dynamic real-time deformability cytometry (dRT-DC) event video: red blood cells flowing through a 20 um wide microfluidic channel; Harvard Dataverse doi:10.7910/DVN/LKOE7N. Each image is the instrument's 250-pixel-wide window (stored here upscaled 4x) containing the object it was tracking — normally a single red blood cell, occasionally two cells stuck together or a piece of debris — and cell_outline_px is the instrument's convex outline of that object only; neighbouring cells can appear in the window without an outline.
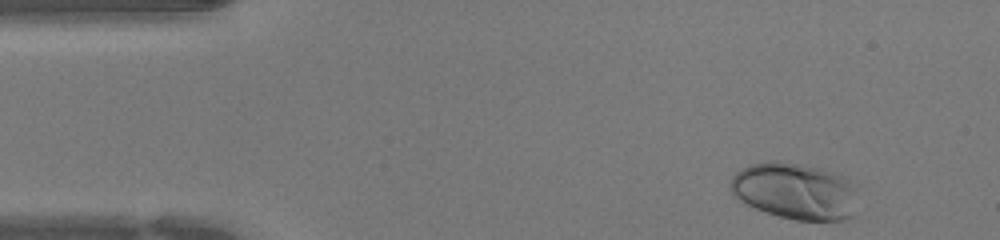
{"species": "human", "species_latin": "Homo sapiens", "temperature_condition": "warm", "stored_images_in_passage": 34, "camera_frame_rate_fps": 3000, "um_per_image_px": 0.085, "donor": {"sex": "female"}, "frame": {"image": 1, "passage_image": 1, "time_ms": 0.0, "image_size_px": [1000, 240], "cell_outline_px": [[856, 188], [852, 216], [844, 220], [796, 220], [780, 216], [756, 208], [740, 200], [732, 192], [732, 176], [736, 172], [748, 164], [772, 160], [784, 160], [820, 168], [844, 176]], "centroid_in_image_um": [67.57, 16.21], "position_along_channel_um": 17.4, "area_um2": 41.79}}
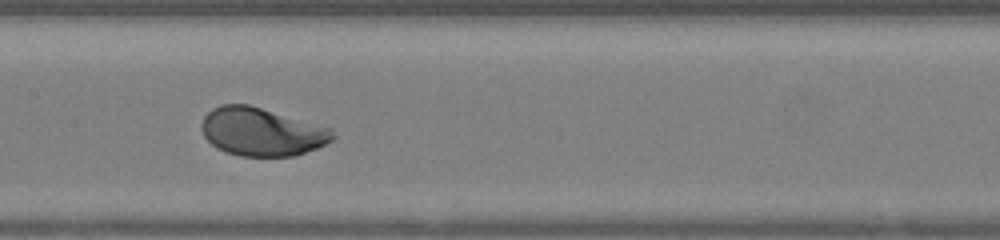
{"frame": {"image": 2, "passage_image": 18, "time_ms": 5.667, "image_size_px": [1000, 240], "cell_outline_px": [[336, 136], [332, 140], [316, 148], [296, 156], [240, 156], [216, 148], [204, 136], [200, 128], [200, 124], [204, 116], [212, 108], [220, 104], [248, 104], [332, 128]], "centroid_in_image_um": [22.23, 11.2], "position_along_channel_um": 185.2, "area_um2": 36.88}}
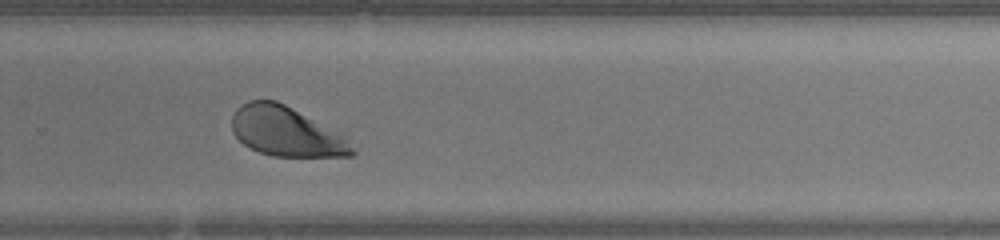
{"frame": {"image": 3, "passage_image": 26, "time_ms": 8.333, "image_size_px": [1000, 240], "cell_outline_px": [[356, 152], [352, 156], [272, 156], [260, 152], [244, 144], [232, 132], [232, 116], [236, 108], [240, 104], [248, 100], [276, 100], [348, 136]], "centroid_in_image_um": [24.35, 11.18], "position_along_channel_um": 305.4, "area_um2": 34.91}}